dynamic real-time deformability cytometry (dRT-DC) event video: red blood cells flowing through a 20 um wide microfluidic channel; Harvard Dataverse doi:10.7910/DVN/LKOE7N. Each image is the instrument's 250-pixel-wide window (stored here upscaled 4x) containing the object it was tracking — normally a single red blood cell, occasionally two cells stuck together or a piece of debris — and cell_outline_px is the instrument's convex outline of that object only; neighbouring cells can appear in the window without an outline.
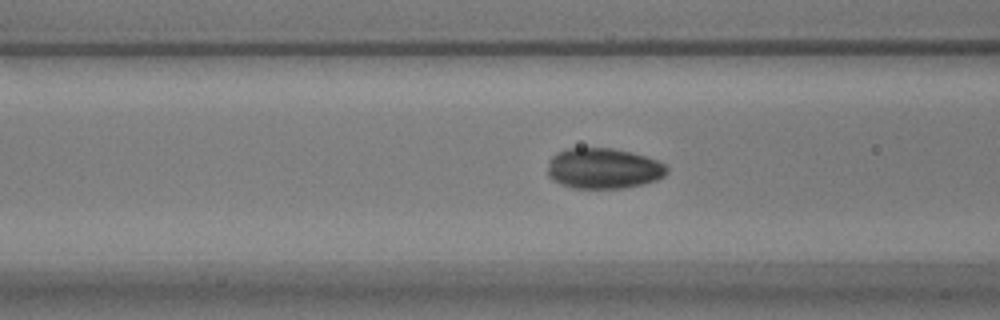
{"species": "common noctule bat (a hibernating species)", "species_latin": "Nyctalus noctula", "temperature_condition": "warm", "stored_images_in_passage": 41, "camera_frame_rate_fps": 3000, "um_per_image_px": 0.085, "animal": {"sex": "male", "body_mass_g": 17.9}, "frame": {"image": 1, "passage_image": 14, "time_ms": 4.333, "image_size_px": [1000, 320], "cell_outline_px": [[668, 172], [664, 176], [656, 180], [640, 184], [620, 188], [572, 188], [560, 184], [552, 180], [548, 176], [548, 160], [556, 152], [568, 148], [612, 148], [644, 156], [656, 160], [664, 164], [668, 168]], "centroid_in_image_um": [51.24, 14.31], "position_along_channel_um": 115.4, "area_um2": 28.15}}
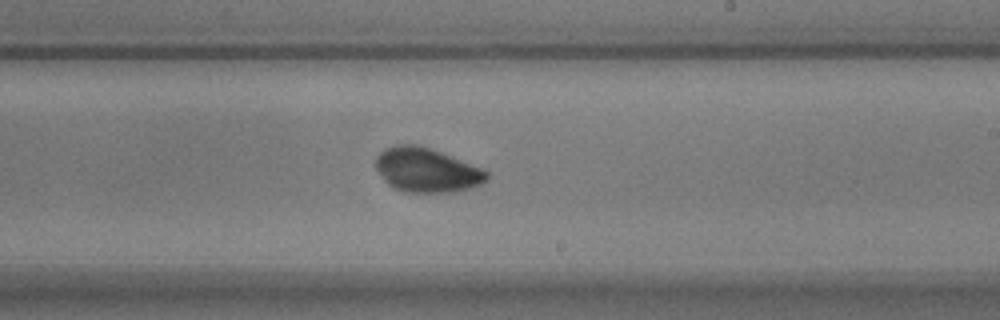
{"frame": {"image": 2, "passage_image": 25, "time_ms": 8.0, "image_size_px": [1000, 320], "cell_outline_px": [[488, 180], [480, 184], [456, 192], [404, 192], [392, 188], [384, 180], [376, 168], [376, 156], [384, 148], [396, 144], [416, 144], [452, 156], [484, 168], [488, 172]], "centroid_in_image_um": [36.26, 14.46], "position_along_channel_um": 252.7, "area_um2": 28.78}}
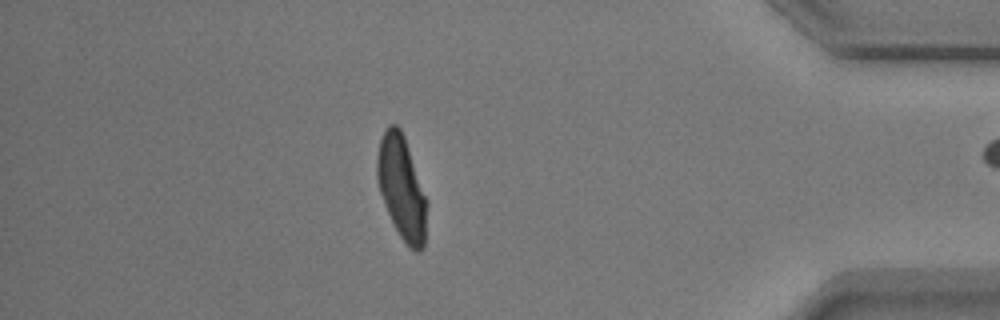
{"frame": {"image": 3, "passage_image": 40, "time_ms": 13.0, "image_size_px": [1000, 320], "cell_outline_px": [[428, 204], [424, 248], [420, 252], [416, 252], [408, 248], [400, 236], [384, 204], [380, 192], [376, 176], [376, 156], [380, 140], [388, 124], [396, 124], [400, 128], [404, 136], [428, 200]], "centroid_in_image_um": [34.16, 15.98], "position_along_channel_um": 401.0, "area_um2": 30.29}}